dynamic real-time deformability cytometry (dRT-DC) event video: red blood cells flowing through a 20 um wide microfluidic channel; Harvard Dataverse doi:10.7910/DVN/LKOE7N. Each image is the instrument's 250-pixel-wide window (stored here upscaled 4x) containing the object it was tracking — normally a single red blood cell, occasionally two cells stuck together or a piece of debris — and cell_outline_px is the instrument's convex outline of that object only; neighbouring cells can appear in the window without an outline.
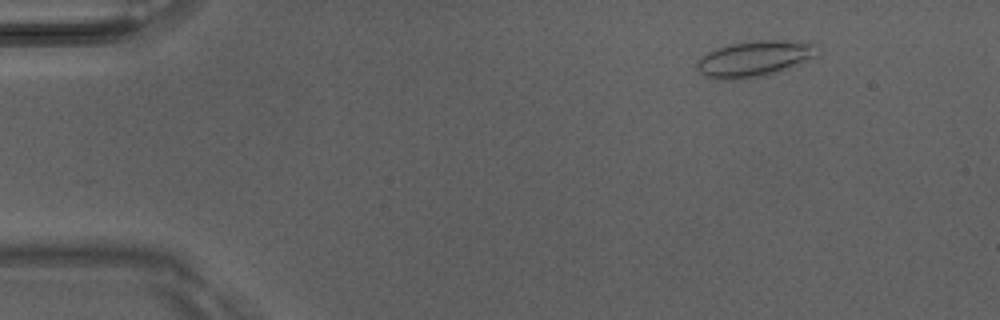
{"species": "Egyptian fruit bat (a non-hibernating species)", "species_latin": "Rousettus aegyptiacus", "temperature_condition": "room temperature", "stored_images_in_passage": 8, "camera_frame_rate_fps": 3000, "um_per_image_px": 0.085, "animal": {"sex": "male"}, "frame": {"image": 1, "passage_image": 2, "time_ms": 0.333, "image_size_px": [1000, 320], "cell_outline_px": [[820, 56], [776, 72], [760, 76], [740, 80], [716, 80], [704, 76], [696, 68], [696, 60], [700, 56], [716, 48], [728, 44], [756, 40], [784, 40], [820, 44]], "centroid_in_image_um": [64.14, 4.99], "position_along_channel_um": 20.9, "area_um2": 25.78}}